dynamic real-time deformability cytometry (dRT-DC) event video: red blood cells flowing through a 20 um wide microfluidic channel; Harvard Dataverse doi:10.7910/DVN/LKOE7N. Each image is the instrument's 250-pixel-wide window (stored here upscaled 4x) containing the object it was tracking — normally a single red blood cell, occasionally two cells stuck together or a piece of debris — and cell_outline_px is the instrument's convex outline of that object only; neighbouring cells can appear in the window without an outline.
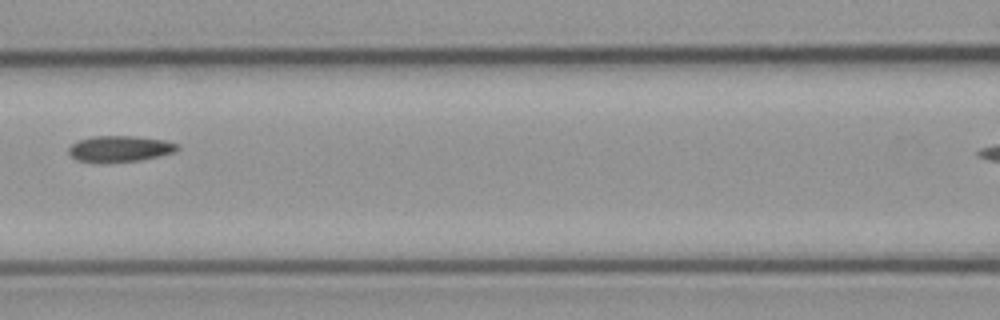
{"species": "common noctule bat (a hibernating species)", "species_latin": "Nyctalus noctula", "temperature_condition": "cold", "stored_images_in_passage": 3, "camera_frame_rate_fps": 3000, "um_per_image_px": 0.085, "animal": {"sex": "male", "body_mass_g": 23.1, "forearm_length_mm": 52.7}, "frame": {"image": 1, "passage_image": 3, "time_ms": 2.333, "image_size_px": [1000, 320], "cell_outline_px": [[180, 148], [176, 152], [140, 160], [76, 160], [68, 152], [68, 148], [72, 144], [80, 140], [92, 136], [132, 136], [168, 140], [180, 144]], "centroid_in_image_um": [10.28, 12.6], "position_along_channel_um": 156.3, "area_um2": 16.01}}